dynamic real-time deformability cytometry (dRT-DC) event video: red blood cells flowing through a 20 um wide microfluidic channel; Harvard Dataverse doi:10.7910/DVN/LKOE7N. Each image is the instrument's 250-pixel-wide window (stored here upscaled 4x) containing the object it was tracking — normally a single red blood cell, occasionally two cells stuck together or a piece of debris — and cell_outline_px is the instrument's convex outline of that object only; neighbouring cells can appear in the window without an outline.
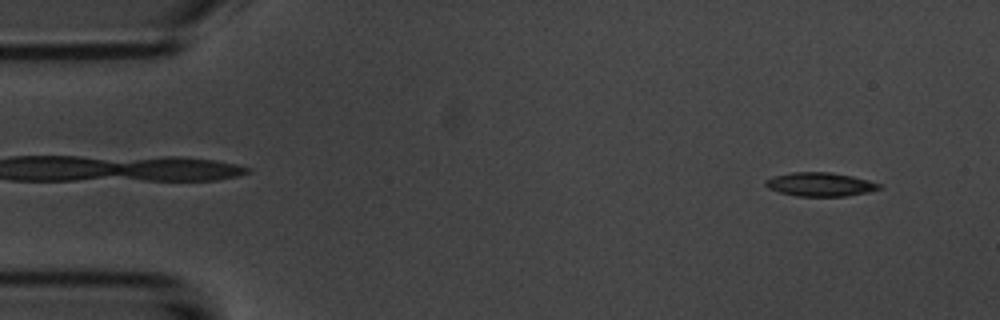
{"species": "common noctule bat (a hibernating species)", "species_latin": "Nyctalus noctula", "temperature_condition": "room temperature", "stored_images_in_passage": 5, "segment_of_instrument_passage": [1, 2], "camera_frame_rate_fps": 3000, "um_per_image_px": 0.085, "animal": {"sex": "male", "body_mass_g": 20.1, "forearm_length_mm": 53.5}, "frame": {"image": 1, "passage_image": 1, "time_ms": 0.0, "image_size_px": [1000, 320], "cell_outline_px": [[884, 188], [868, 192], [844, 196], [796, 196], [780, 192], [768, 188], [764, 184], [764, 180], [772, 176], [792, 172], [832, 172], [852, 176], [868, 180], [880, 184]], "centroid_in_image_um": [69.7, 15.66], "position_along_channel_um": 15.3, "area_um2": 15.84}}
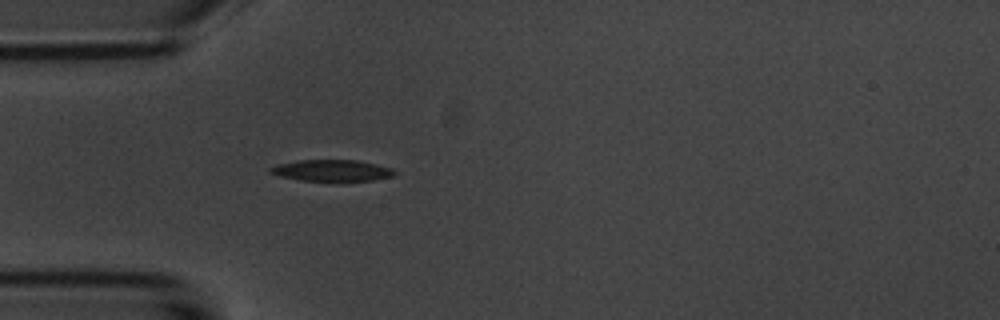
{"frame": {"image": 2, "passage_image": 4, "time_ms": 3.667, "image_size_px": [1000, 320], "cell_outline_px": [[396, 172], [392, 176], [372, 180], [340, 184], [332, 184], [300, 180], [280, 176], [268, 172], [268, 168], [276, 164], [300, 160], [356, 160], [376, 164], [392, 168]], "centroid_in_image_um": [28.19, 14.54], "position_along_channel_um": 56.8, "area_um2": 16.42}}